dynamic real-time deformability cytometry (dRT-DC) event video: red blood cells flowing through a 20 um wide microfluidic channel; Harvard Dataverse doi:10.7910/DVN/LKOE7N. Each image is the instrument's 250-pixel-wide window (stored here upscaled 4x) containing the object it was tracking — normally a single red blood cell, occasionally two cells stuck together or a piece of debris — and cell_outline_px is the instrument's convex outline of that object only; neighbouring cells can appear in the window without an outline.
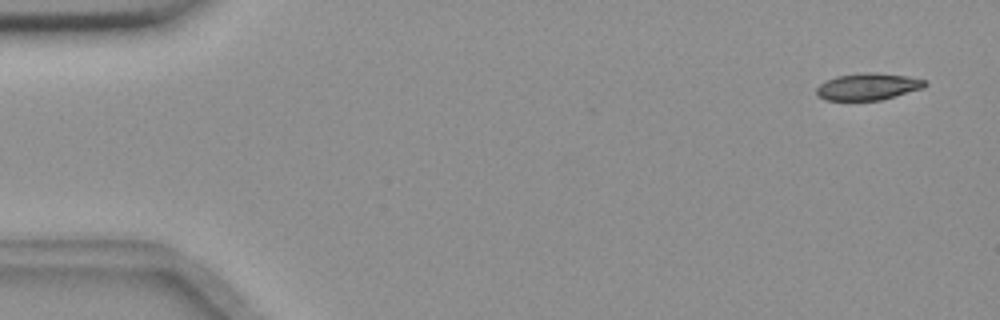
{"species": "common noctule bat (a hibernating species)", "species_latin": "Nyctalus noctula", "temperature_condition": "room temperature", "stored_images_in_passage": 7, "camera_frame_rate_fps": 3000, "um_per_image_px": 0.085, "animal": {"sex": "female", "body_mass_g": 18.4}, "frame": {"image": 1, "passage_image": 1, "time_ms": 0.0, "image_size_px": [1000, 320], "cell_outline_px": [[928, 84], [924, 88], [896, 96], [880, 100], [824, 100], [816, 96], [816, 88], [824, 80], [836, 76], [864, 72], [876, 72], [908, 76], [928, 80]], "centroid_in_image_um": [73.78, 7.35], "position_along_channel_um": 11.2, "area_um2": 17.34}}
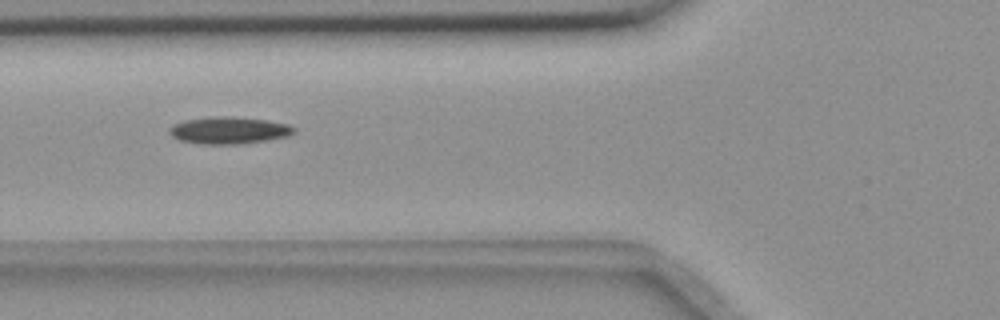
{"frame": {"image": 2, "passage_image": 6, "time_ms": 1.667, "image_size_px": [1000, 320], "cell_outline_px": [[296, 132], [288, 136], [268, 140], [240, 144], [200, 144], [180, 140], [172, 136], [168, 132], [172, 124], [184, 120], [212, 116], [228, 116], [268, 120], [288, 124], [296, 128]], "centroid_in_image_um": [19.47, 11.07], "position_along_channel_um": 106.3, "area_um2": 19.83}}
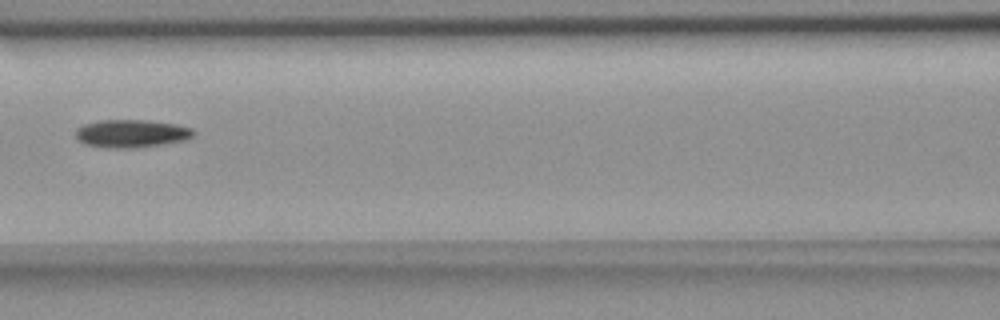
{"frame": {"image": 3, "passage_image": 7, "time_ms": 2.0, "image_size_px": [1000, 320], "cell_outline_px": [[196, 132], [192, 136], [184, 140], [164, 144], [128, 148], [108, 148], [84, 144], [76, 136], [76, 128], [84, 124], [100, 120], [148, 120], [176, 124], [192, 128]], "centroid_in_image_um": [11.17, 11.34], "position_along_channel_um": 155.4, "area_um2": 19.13}}